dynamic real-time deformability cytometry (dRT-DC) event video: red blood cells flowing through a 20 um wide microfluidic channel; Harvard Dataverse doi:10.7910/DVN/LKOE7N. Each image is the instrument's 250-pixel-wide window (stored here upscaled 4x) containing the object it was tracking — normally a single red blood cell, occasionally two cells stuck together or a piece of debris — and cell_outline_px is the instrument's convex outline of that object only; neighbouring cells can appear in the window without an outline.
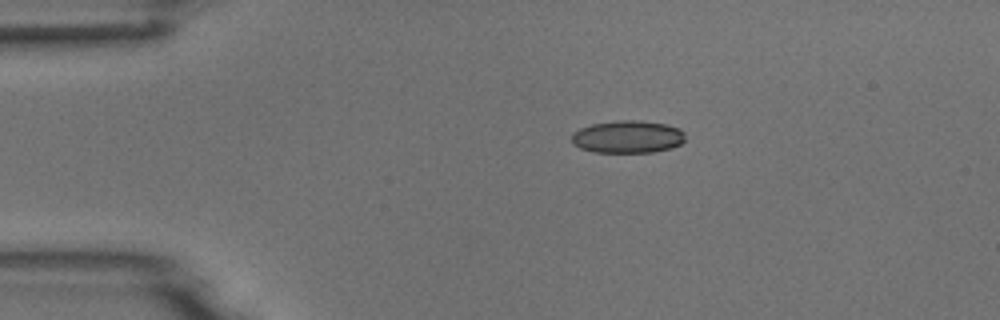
{"species": "common noctule bat (a hibernating species)", "species_latin": "Nyctalus noctula", "temperature_condition": "room temperature", "stored_images_in_passage": 4, "camera_frame_rate_fps": 3000, "um_per_image_px": 0.085, "animal": {"sex": "male", "body_mass_g": 18.8}, "frame": {"image": 1, "passage_image": 1, "time_ms": 0.0, "image_size_px": [1000, 320], "cell_outline_px": [[684, 140], [680, 144], [672, 148], [652, 152], [592, 152], [580, 148], [572, 144], [572, 132], [580, 128], [592, 124], [616, 120], [640, 120], [668, 124], [680, 128], [684, 132]], "centroid_in_image_um": [53.35, 11.62], "position_along_channel_um": 31.6, "area_um2": 21.79}}
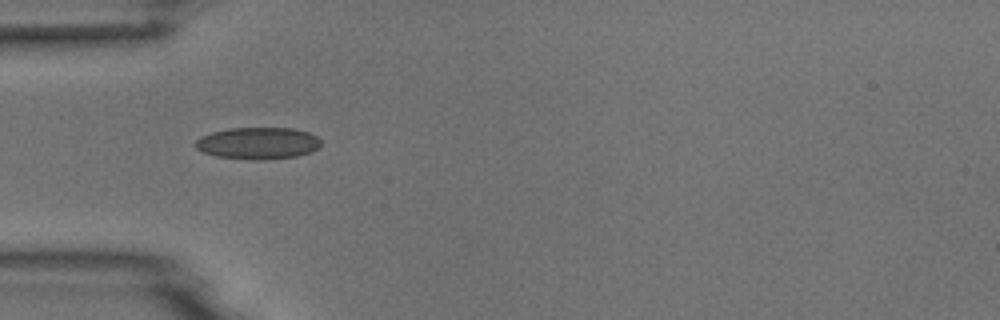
{"frame": {"image": 2, "passage_image": 2, "time_ms": 2.0, "image_size_px": [1000, 320], "cell_outline_px": [[320, 144], [312, 152], [296, 156], [264, 160], [252, 160], [216, 156], [204, 152], [196, 148], [196, 140], [200, 136], [212, 132], [228, 128], [296, 128], [308, 132], [316, 136], [320, 140]], "centroid_in_image_um": [21.93, 12.17], "position_along_channel_um": 63.1, "area_um2": 23.35}}